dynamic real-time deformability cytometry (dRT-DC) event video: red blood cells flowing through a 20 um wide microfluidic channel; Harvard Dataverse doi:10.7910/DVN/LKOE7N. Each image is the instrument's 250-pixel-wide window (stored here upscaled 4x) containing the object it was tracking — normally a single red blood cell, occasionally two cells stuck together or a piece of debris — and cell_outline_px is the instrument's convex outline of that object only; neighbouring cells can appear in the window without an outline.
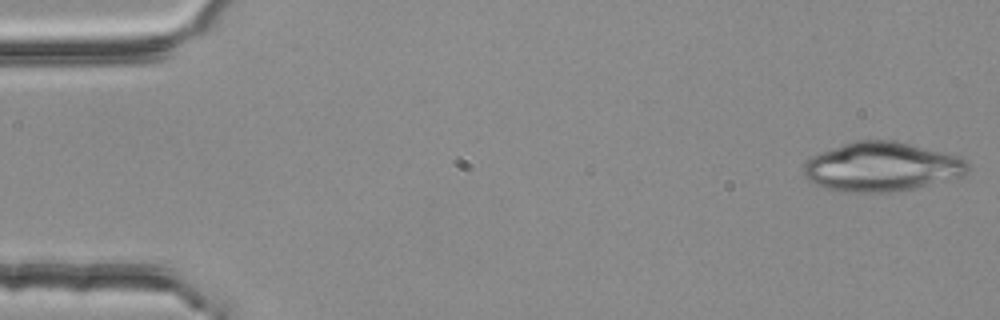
{"species": "common noctule bat (a hibernating species)", "species_latin": "Nyctalus noctula", "temperature_condition": "room temperature", "stored_images_in_passage": 4, "camera_frame_rate_fps": 3000, "um_per_image_px": 0.085, "animal": {"sex": "female", "body_mass_g": 25.1}, "frame": {"image": 1, "passage_image": 1, "time_ms": 0.0, "image_size_px": [1000, 320], "cell_outline_px": [[968, 172], [964, 176], [912, 188], [888, 192], [840, 192], [824, 188], [808, 180], [804, 176], [804, 164], [812, 156], [820, 152], [856, 140], [892, 140], [912, 144], [960, 156], [968, 160]], "centroid_in_image_um": [74.96, 14.18], "position_along_channel_um": 10.0, "area_um2": 47.11}}